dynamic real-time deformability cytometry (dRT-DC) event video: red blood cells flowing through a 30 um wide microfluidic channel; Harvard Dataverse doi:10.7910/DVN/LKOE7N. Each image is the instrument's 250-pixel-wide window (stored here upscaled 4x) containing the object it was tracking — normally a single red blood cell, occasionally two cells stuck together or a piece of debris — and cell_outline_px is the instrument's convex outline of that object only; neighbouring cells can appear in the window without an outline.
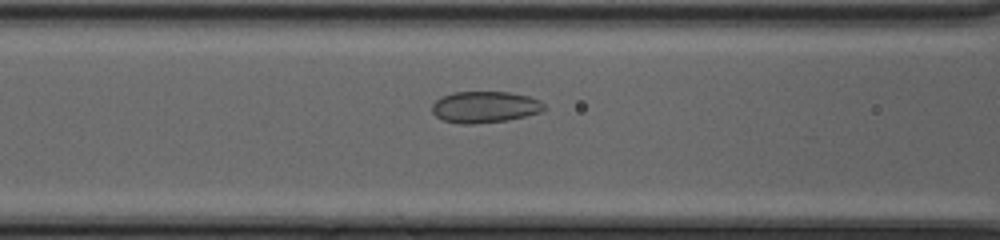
{"species": "common noctule bat (a hibernating species)", "species_latin": "Nyctalus noctula", "temperature_condition": "cold", "stored_images_in_passage": 25, "camera_frame_rate_fps": 3000, "um_per_image_px": 0.085, "animal": {"sex": "female", "body_mass_g": 20.0, "forearm_length_mm": 54.0}, "frame": {"image": 1, "passage_image": 5, "time_ms": 1.333, "image_size_px": [1000, 240], "cell_outline_px": [[544, 112], [508, 120], [472, 124], [460, 124], [444, 120], [436, 116], [432, 112], [432, 104], [440, 96], [452, 92], [508, 92], [528, 96], [540, 100], [544, 104]], "centroid_in_image_um": [41.21, 9.09], "position_along_channel_um": 125.4, "area_um2": 20.69}}
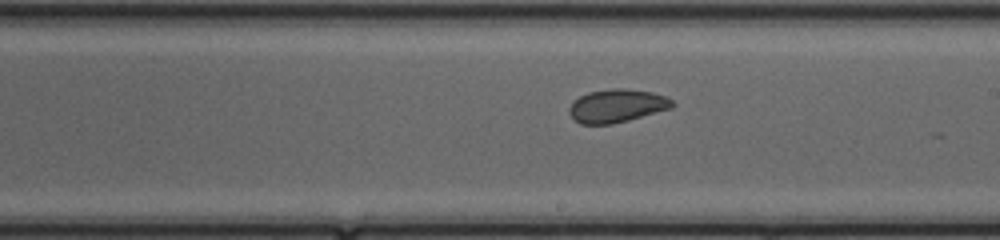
{"frame": {"image": 2, "passage_image": 13, "time_ms": 4.0, "image_size_px": [1000, 240], "cell_outline_px": [[676, 104], [672, 108], [628, 120], [612, 124], [580, 124], [568, 112], [568, 108], [572, 100], [588, 92], [612, 88], [624, 88], [652, 92], [664, 96], [672, 100]], "centroid_in_image_um": [52.42, 8.99], "position_along_channel_um": 236.6, "area_um2": 20.0}}
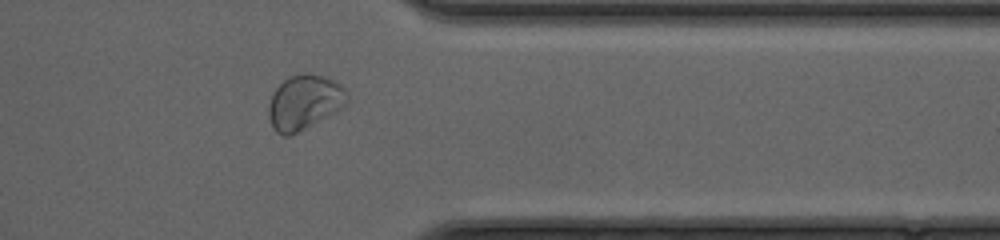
{"frame": {"image": 3, "passage_image": 24, "time_ms": 7.667, "image_size_px": [1000, 240], "cell_outline_px": [[348, 100], [336, 112], [288, 136], [284, 136], [276, 132], [272, 128], [268, 116], [268, 104], [272, 92], [288, 76], [304, 72], [308, 72], [324, 76], [340, 84], [348, 92]], "centroid_in_image_um": [25.84, 8.67], "position_along_channel_um": 385.6, "area_um2": 25.09}}